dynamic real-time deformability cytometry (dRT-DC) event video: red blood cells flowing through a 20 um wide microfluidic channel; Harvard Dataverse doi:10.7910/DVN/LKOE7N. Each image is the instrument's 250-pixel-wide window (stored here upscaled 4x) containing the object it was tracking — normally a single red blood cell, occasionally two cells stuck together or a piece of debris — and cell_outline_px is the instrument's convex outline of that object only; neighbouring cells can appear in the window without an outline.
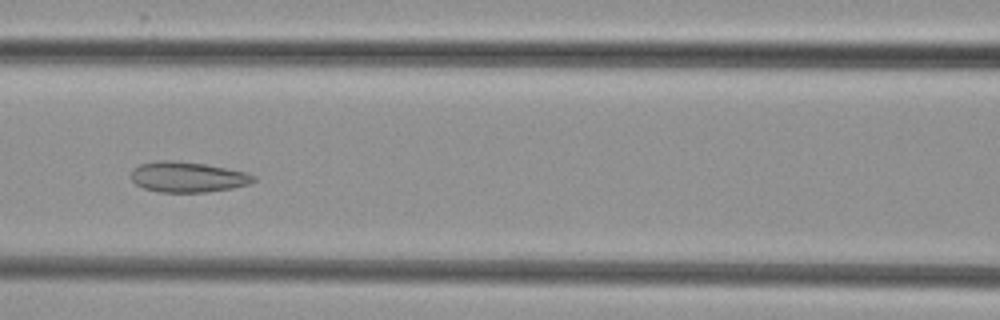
{"species": "common noctule bat (a hibernating species)", "species_latin": "Nyctalus noctula", "temperature_condition": "cold", "stored_images_in_passage": 8, "camera_frame_rate_fps": 3000, "um_per_image_px": 0.085, "animal": {"sex": "female", "body_mass_g": 29.2, "forearm_length_mm": 56.3}, "frame": {"image": 1, "passage_image": 6, "time_ms": 5.667, "image_size_px": [1000, 320], "cell_outline_px": [[256, 180], [252, 184], [232, 188], [204, 192], [160, 192], [144, 188], [136, 184], [132, 180], [132, 168], [140, 164], [160, 160], [172, 160], [204, 164], [248, 172], [256, 176]], "centroid_in_image_um": [15.99, 15.04], "position_along_channel_um": 150.6, "area_um2": 21.79}}